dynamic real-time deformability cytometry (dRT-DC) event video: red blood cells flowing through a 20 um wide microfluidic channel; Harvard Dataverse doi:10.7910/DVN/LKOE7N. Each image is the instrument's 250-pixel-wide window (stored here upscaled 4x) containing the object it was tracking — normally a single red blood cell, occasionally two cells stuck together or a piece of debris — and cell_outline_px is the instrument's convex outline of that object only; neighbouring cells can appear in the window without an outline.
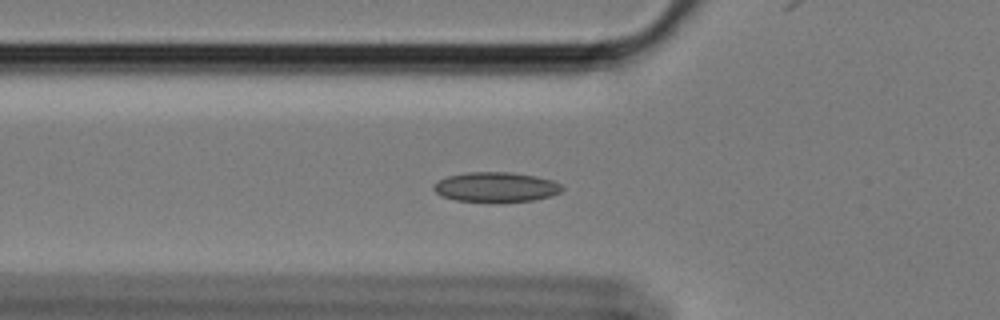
{"species": "Egyptian fruit bat (a non-hibernating species)", "species_latin": "Rousettus aegyptiacus", "temperature_condition": "cold", "stored_images_in_passage": 60, "camera_frame_rate_fps": 3000, "um_per_image_px": 0.085, "animal": {"sex": "female"}, "frame": {"image": 1, "passage_image": 21, "time_ms": 6.667, "image_size_px": [1000, 320], "cell_outline_px": [[564, 188], [560, 192], [552, 196], [536, 200], [500, 204], [492, 204], [456, 200], [440, 196], [432, 188], [440, 180], [448, 176], [468, 172], [508, 172], [536, 176], [552, 180], [560, 184]], "centroid_in_image_um": [42.18, 15.94], "position_along_channel_um": 83.6, "area_um2": 23.0}}
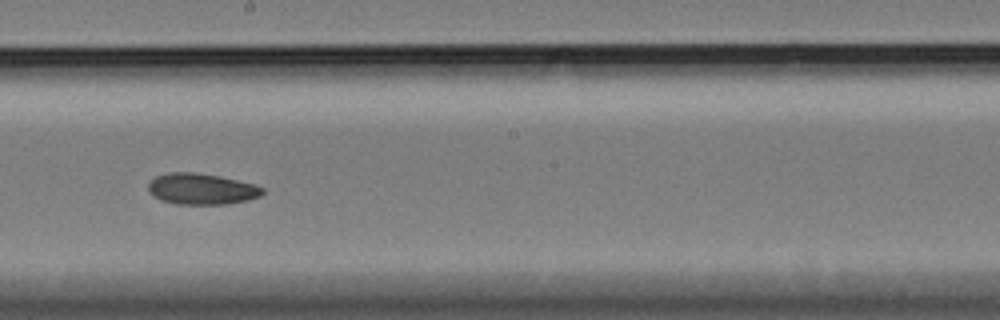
{"frame": {"image": 2, "passage_image": 34, "time_ms": 11.0, "image_size_px": [1000, 320], "cell_outline_px": [[264, 192], [260, 196], [248, 200], [224, 204], [176, 204], [160, 200], [152, 196], [148, 188], [148, 184], [156, 176], [172, 172], [192, 172], [220, 176], [252, 184], [264, 188]], "centroid_in_image_um": [17.11, 16.07], "position_along_channel_um": 231.1, "area_um2": 20.58}}
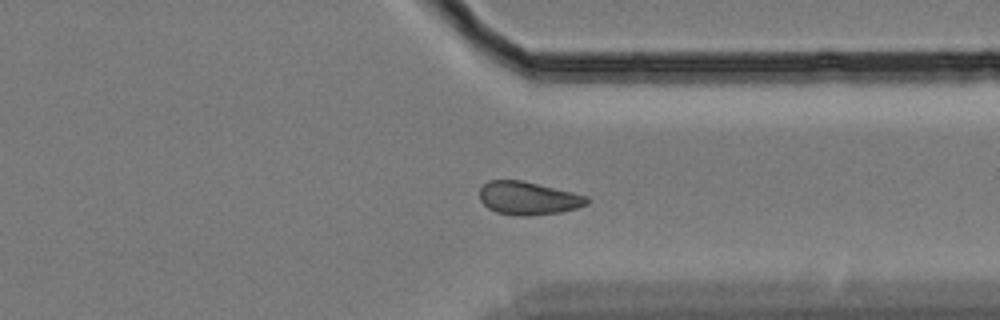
{"frame": {"image": 3, "passage_image": 46, "time_ms": 15.0, "image_size_px": [1000, 320], "cell_outline_px": [[588, 204], [576, 208], [560, 212], [528, 216], [520, 216], [496, 212], [488, 208], [480, 200], [480, 188], [488, 180], [520, 180], [572, 192], [588, 196]], "centroid_in_image_um": [44.88, 16.85], "position_along_channel_um": 366.5, "area_um2": 20.58}}